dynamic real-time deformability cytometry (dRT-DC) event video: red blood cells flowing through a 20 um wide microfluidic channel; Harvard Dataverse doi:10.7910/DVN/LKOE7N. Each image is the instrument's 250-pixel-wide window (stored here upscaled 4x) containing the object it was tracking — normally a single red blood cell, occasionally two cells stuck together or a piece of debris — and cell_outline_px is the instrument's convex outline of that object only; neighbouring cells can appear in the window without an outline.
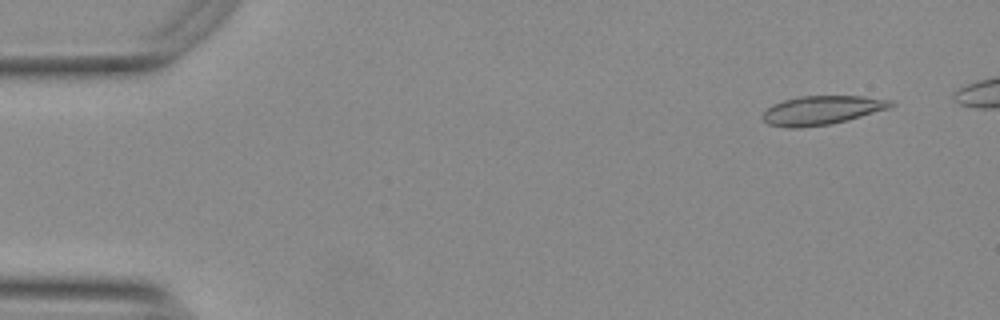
{"species": "Egyptian fruit bat (a non-hibernating species)", "species_latin": "Rousettus aegyptiacus", "temperature_condition": "warm", "stored_images_in_passage": 50, "camera_frame_rate_fps": 3000, "um_per_image_px": 0.085, "animal": {"sex": "female"}, "frame": {"image": 1, "passage_image": 4, "time_ms": 1.0, "image_size_px": [1000, 320], "cell_outline_px": [[896, 104], [892, 108], [848, 120], [828, 124], [796, 128], [788, 128], [768, 124], [760, 116], [768, 108], [784, 100], [800, 96], [864, 96], [896, 100]], "centroid_in_image_um": [69.95, 9.36], "position_along_channel_um": 15.1, "area_um2": 21.73}}
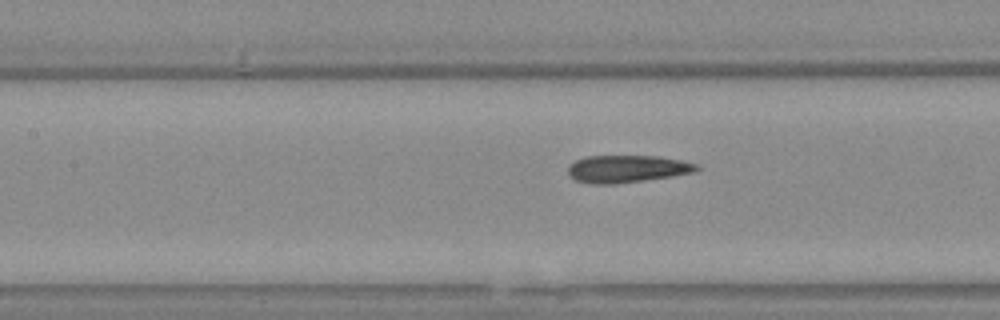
{"frame": {"image": 2, "passage_image": 24, "time_ms": 7.667, "image_size_px": [1000, 320], "cell_outline_px": [[700, 168], [696, 172], [672, 176], [616, 184], [592, 184], [576, 180], [568, 176], [568, 164], [584, 156], [660, 156], [700, 164]], "centroid_in_image_um": [53.3, 14.35], "position_along_channel_um": 154.1, "area_um2": 20.75}}
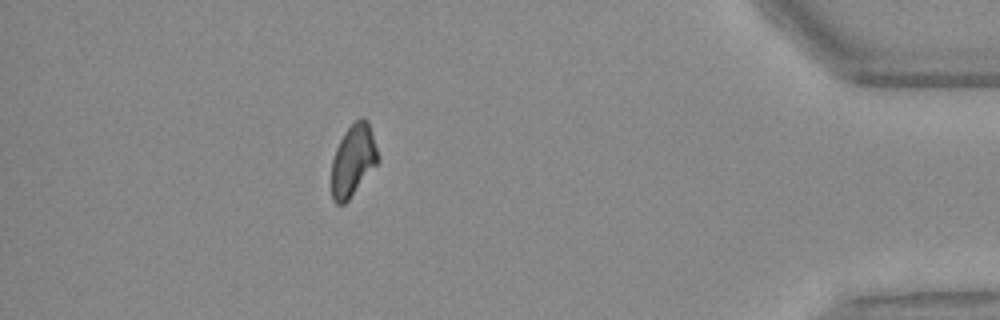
{"frame": {"image": 3, "passage_image": 48, "time_ms": 15.667, "image_size_px": [1000, 320], "cell_outline_px": [[380, 160], [348, 200], [344, 204], [336, 204], [332, 200], [332, 160], [336, 148], [344, 132], [360, 116], [364, 116], [368, 120], [380, 156]], "centroid_in_image_um": [30.03, 13.6], "position_along_channel_um": 405.2, "area_um2": 19.48}, "authors_computed_cell_mechanics": {"area_um2": 20.8369, "velocity_mm_per_s": 3.7564, "shape_relaxation_time_tau1_ms": null, "shape_relaxation_time_tau2_ms": 6.0883, "deformation_change_tau1": null, "deformation_change_tau2": 0.1176}}